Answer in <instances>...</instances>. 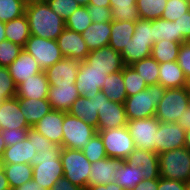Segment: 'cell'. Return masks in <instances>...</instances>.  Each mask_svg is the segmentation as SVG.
I'll use <instances>...</instances> for the list:
<instances>
[{"label":"cell","instance_id":"1","mask_svg":"<svg viewBox=\"0 0 190 190\" xmlns=\"http://www.w3.org/2000/svg\"><path fill=\"white\" fill-rule=\"evenodd\" d=\"M25 15L29 22L30 35L57 40L65 29V20L48 3L28 2Z\"/></svg>","mask_w":190,"mask_h":190},{"label":"cell","instance_id":"2","mask_svg":"<svg viewBox=\"0 0 190 190\" xmlns=\"http://www.w3.org/2000/svg\"><path fill=\"white\" fill-rule=\"evenodd\" d=\"M153 44L152 20H137L132 39L120 52L124 65H132L136 61L150 57Z\"/></svg>","mask_w":190,"mask_h":190},{"label":"cell","instance_id":"3","mask_svg":"<svg viewBox=\"0 0 190 190\" xmlns=\"http://www.w3.org/2000/svg\"><path fill=\"white\" fill-rule=\"evenodd\" d=\"M165 88L159 83L147 86L143 91L125 99L127 120L144 119L155 116L156 107L164 96Z\"/></svg>","mask_w":190,"mask_h":190},{"label":"cell","instance_id":"4","mask_svg":"<svg viewBox=\"0 0 190 190\" xmlns=\"http://www.w3.org/2000/svg\"><path fill=\"white\" fill-rule=\"evenodd\" d=\"M61 150H50L37 152L32 160V179L41 184L46 190L51 187L64 175L63 166L60 159Z\"/></svg>","mask_w":190,"mask_h":190},{"label":"cell","instance_id":"5","mask_svg":"<svg viewBox=\"0 0 190 190\" xmlns=\"http://www.w3.org/2000/svg\"><path fill=\"white\" fill-rule=\"evenodd\" d=\"M160 177L181 182H190V151L173 149L158 154Z\"/></svg>","mask_w":190,"mask_h":190},{"label":"cell","instance_id":"6","mask_svg":"<svg viewBox=\"0 0 190 190\" xmlns=\"http://www.w3.org/2000/svg\"><path fill=\"white\" fill-rule=\"evenodd\" d=\"M64 177L83 189L88 186L91 163L82 150L62 148L60 155Z\"/></svg>","mask_w":190,"mask_h":190},{"label":"cell","instance_id":"7","mask_svg":"<svg viewBox=\"0 0 190 190\" xmlns=\"http://www.w3.org/2000/svg\"><path fill=\"white\" fill-rule=\"evenodd\" d=\"M62 148L82 150L97 130L82 119L64 112Z\"/></svg>","mask_w":190,"mask_h":190},{"label":"cell","instance_id":"8","mask_svg":"<svg viewBox=\"0 0 190 190\" xmlns=\"http://www.w3.org/2000/svg\"><path fill=\"white\" fill-rule=\"evenodd\" d=\"M188 107L185 87L165 89L164 96L156 107L155 117L160 122L176 123Z\"/></svg>","mask_w":190,"mask_h":190},{"label":"cell","instance_id":"9","mask_svg":"<svg viewBox=\"0 0 190 190\" xmlns=\"http://www.w3.org/2000/svg\"><path fill=\"white\" fill-rule=\"evenodd\" d=\"M97 132L103 140L107 157L120 158L124 161L136 148L127 126Z\"/></svg>","mask_w":190,"mask_h":190},{"label":"cell","instance_id":"10","mask_svg":"<svg viewBox=\"0 0 190 190\" xmlns=\"http://www.w3.org/2000/svg\"><path fill=\"white\" fill-rule=\"evenodd\" d=\"M23 49L34 57L42 71L47 70L64 58L56 40L38 36L30 35Z\"/></svg>","mask_w":190,"mask_h":190},{"label":"cell","instance_id":"11","mask_svg":"<svg viewBox=\"0 0 190 190\" xmlns=\"http://www.w3.org/2000/svg\"><path fill=\"white\" fill-rule=\"evenodd\" d=\"M160 121L155 117L127 121V128L137 148L157 153V131Z\"/></svg>","mask_w":190,"mask_h":190},{"label":"cell","instance_id":"12","mask_svg":"<svg viewBox=\"0 0 190 190\" xmlns=\"http://www.w3.org/2000/svg\"><path fill=\"white\" fill-rule=\"evenodd\" d=\"M106 76L107 72L92 69L91 65H88L84 60L81 61L75 81L79 95L88 99L95 96L101 91Z\"/></svg>","mask_w":190,"mask_h":190},{"label":"cell","instance_id":"13","mask_svg":"<svg viewBox=\"0 0 190 190\" xmlns=\"http://www.w3.org/2000/svg\"><path fill=\"white\" fill-rule=\"evenodd\" d=\"M84 61L91 65L92 69L105 71L107 75L121 71L125 66L121 53L109 45L90 51Z\"/></svg>","mask_w":190,"mask_h":190},{"label":"cell","instance_id":"14","mask_svg":"<svg viewBox=\"0 0 190 190\" xmlns=\"http://www.w3.org/2000/svg\"><path fill=\"white\" fill-rule=\"evenodd\" d=\"M103 98L107 97L102 91L89 99L85 96H79L72 104L68 113L82 119L97 130L98 111H101L103 106Z\"/></svg>","mask_w":190,"mask_h":190},{"label":"cell","instance_id":"15","mask_svg":"<svg viewBox=\"0 0 190 190\" xmlns=\"http://www.w3.org/2000/svg\"><path fill=\"white\" fill-rule=\"evenodd\" d=\"M80 64L77 58L64 57L45 70L50 86L75 84Z\"/></svg>","mask_w":190,"mask_h":190},{"label":"cell","instance_id":"16","mask_svg":"<svg viewBox=\"0 0 190 190\" xmlns=\"http://www.w3.org/2000/svg\"><path fill=\"white\" fill-rule=\"evenodd\" d=\"M130 166L139 167L144 180L160 177L158 154L141 148H135L124 160Z\"/></svg>","mask_w":190,"mask_h":190},{"label":"cell","instance_id":"17","mask_svg":"<svg viewBox=\"0 0 190 190\" xmlns=\"http://www.w3.org/2000/svg\"><path fill=\"white\" fill-rule=\"evenodd\" d=\"M185 129L178 123L160 122L157 131V154L184 147Z\"/></svg>","mask_w":190,"mask_h":190},{"label":"cell","instance_id":"18","mask_svg":"<svg viewBox=\"0 0 190 190\" xmlns=\"http://www.w3.org/2000/svg\"><path fill=\"white\" fill-rule=\"evenodd\" d=\"M127 121L124 103L103 98V106L98 111L97 131L126 126Z\"/></svg>","mask_w":190,"mask_h":190},{"label":"cell","instance_id":"19","mask_svg":"<svg viewBox=\"0 0 190 190\" xmlns=\"http://www.w3.org/2000/svg\"><path fill=\"white\" fill-rule=\"evenodd\" d=\"M30 127L22 114V107L17 97L0 102V130L29 129Z\"/></svg>","mask_w":190,"mask_h":190},{"label":"cell","instance_id":"20","mask_svg":"<svg viewBox=\"0 0 190 190\" xmlns=\"http://www.w3.org/2000/svg\"><path fill=\"white\" fill-rule=\"evenodd\" d=\"M56 41L62 55L66 58H77L80 61H83L90 53L82 34L66 27Z\"/></svg>","mask_w":190,"mask_h":190},{"label":"cell","instance_id":"21","mask_svg":"<svg viewBox=\"0 0 190 190\" xmlns=\"http://www.w3.org/2000/svg\"><path fill=\"white\" fill-rule=\"evenodd\" d=\"M64 112L51 110L44 115L33 128L50 140L52 143L62 147Z\"/></svg>","mask_w":190,"mask_h":190},{"label":"cell","instance_id":"22","mask_svg":"<svg viewBox=\"0 0 190 190\" xmlns=\"http://www.w3.org/2000/svg\"><path fill=\"white\" fill-rule=\"evenodd\" d=\"M123 162L120 158L106 157L91 164L88 186L115 182V174Z\"/></svg>","mask_w":190,"mask_h":190},{"label":"cell","instance_id":"23","mask_svg":"<svg viewBox=\"0 0 190 190\" xmlns=\"http://www.w3.org/2000/svg\"><path fill=\"white\" fill-rule=\"evenodd\" d=\"M16 86L23 81L43 72L38 62L26 50H22L20 55L7 67Z\"/></svg>","mask_w":190,"mask_h":190},{"label":"cell","instance_id":"24","mask_svg":"<svg viewBox=\"0 0 190 190\" xmlns=\"http://www.w3.org/2000/svg\"><path fill=\"white\" fill-rule=\"evenodd\" d=\"M50 84L45 71L30 76L17 86V98L47 99Z\"/></svg>","mask_w":190,"mask_h":190},{"label":"cell","instance_id":"25","mask_svg":"<svg viewBox=\"0 0 190 190\" xmlns=\"http://www.w3.org/2000/svg\"><path fill=\"white\" fill-rule=\"evenodd\" d=\"M75 84L50 86L47 100L52 110L68 112L74 101L79 97Z\"/></svg>","mask_w":190,"mask_h":190},{"label":"cell","instance_id":"26","mask_svg":"<svg viewBox=\"0 0 190 190\" xmlns=\"http://www.w3.org/2000/svg\"><path fill=\"white\" fill-rule=\"evenodd\" d=\"M110 33L111 21H107L103 23L92 22L81 34L89 51H93L109 44Z\"/></svg>","mask_w":190,"mask_h":190},{"label":"cell","instance_id":"27","mask_svg":"<svg viewBox=\"0 0 190 190\" xmlns=\"http://www.w3.org/2000/svg\"><path fill=\"white\" fill-rule=\"evenodd\" d=\"M158 83L165 89L182 88L187 85L188 80L177 61H172L159 64Z\"/></svg>","mask_w":190,"mask_h":190},{"label":"cell","instance_id":"28","mask_svg":"<svg viewBox=\"0 0 190 190\" xmlns=\"http://www.w3.org/2000/svg\"><path fill=\"white\" fill-rule=\"evenodd\" d=\"M37 153L34 149L33 141L26 137L23 141L15 145L7 146L2 161L4 164L28 163L31 164L33 156Z\"/></svg>","mask_w":190,"mask_h":190},{"label":"cell","instance_id":"29","mask_svg":"<svg viewBox=\"0 0 190 190\" xmlns=\"http://www.w3.org/2000/svg\"><path fill=\"white\" fill-rule=\"evenodd\" d=\"M135 29V22L111 21V33L109 46L115 51L121 52L132 39Z\"/></svg>","mask_w":190,"mask_h":190},{"label":"cell","instance_id":"30","mask_svg":"<svg viewBox=\"0 0 190 190\" xmlns=\"http://www.w3.org/2000/svg\"><path fill=\"white\" fill-rule=\"evenodd\" d=\"M18 99L22 107V114L31 127L52 110L51 104L47 99Z\"/></svg>","mask_w":190,"mask_h":190},{"label":"cell","instance_id":"31","mask_svg":"<svg viewBox=\"0 0 190 190\" xmlns=\"http://www.w3.org/2000/svg\"><path fill=\"white\" fill-rule=\"evenodd\" d=\"M101 91L110 101L124 103L127 94L123 80V69L107 75Z\"/></svg>","mask_w":190,"mask_h":190},{"label":"cell","instance_id":"32","mask_svg":"<svg viewBox=\"0 0 190 190\" xmlns=\"http://www.w3.org/2000/svg\"><path fill=\"white\" fill-rule=\"evenodd\" d=\"M5 35L6 40H9L24 48L26 41L30 38V29L27 16L24 14L19 18L6 22Z\"/></svg>","mask_w":190,"mask_h":190},{"label":"cell","instance_id":"33","mask_svg":"<svg viewBox=\"0 0 190 190\" xmlns=\"http://www.w3.org/2000/svg\"><path fill=\"white\" fill-rule=\"evenodd\" d=\"M153 39L157 41L169 40L173 42L185 43V38L178 32L176 22L163 18L152 20Z\"/></svg>","mask_w":190,"mask_h":190},{"label":"cell","instance_id":"34","mask_svg":"<svg viewBox=\"0 0 190 190\" xmlns=\"http://www.w3.org/2000/svg\"><path fill=\"white\" fill-rule=\"evenodd\" d=\"M112 20L136 22L141 19L136 0H110Z\"/></svg>","mask_w":190,"mask_h":190},{"label":"cell","instance_id":"35","mask_svg":"<svg viewBox=\"0 0 190 190\" xmlns=\"http://www.w3.org/2000/svg\"><path fill=\"white\" fill-rule=\"evenodd\" d=\"M4 171L11 190L32 180L33 167L28 163L4 164Z\"/></svg>","mask_w":190,"mask_h":190},{"label":"cell","instance_id":"36","mask_svg":"<svg viewBox=\"0 0 190 190\" xmlns=\"http://www.w3.org/2000/svg\"><path fill=\"white\" fill-rule=\"evenodd\" d=\"M115 182L123 189L132 190L143 180L141 169L123 161L115 174Z\"/></svg>","mask_w":190,"mask_h":190},{"label":"cell","instance_id":"37","mask_svg":"<svg viewBox=\"0 0 190 190\" xmlns=\"http://www.w3.org/2000/svg\"><path fill=\"white\" fill-rule=\"evenodd\" d=\"M181 43L169 40L157 41L153 44L151 56L159 63L177 61Z\"/></svg>","mask_w":190,"mask_h":190},{"label":"cell","instance_id":"38","mask_svg":"<svg viewBox=\"0 0 190 190\" xmlns=\"http://www.w3.org/2000/svg\"><path fill=\"white\" fill-rule=\"evenodd\" d=\"M131 66L141 75L147 86L158 83L159 63L152 56L136 61Z\"/></svg>","mask_w":190,"mask_h":190},{"label":"cell","instance_id":"39","mask_svg":"<svg viewBox=\"0 0 190 190\" xmlns=\"http://www.w3.org/2000/svg\"><path fill=\"white\" fill-rule=\"evenodd\" d=\"M167 0H136L141 19L156 20L162 17Z\"/></svg>","mask_w":190,"mask_h":190},{"label":"cell","instance_id":"40","mask_svg":"<svg viewBox=\"0 0 190 190\" xmlns=\"http://www.w3.org/2000/svg\"><path fill=\"white\" fill-rule=\"evenodd\" d=\"M123 80L127 97L135 95L147 88V84L145 83L144 79L131 65L124 66Z\"/></svg>","mask_w":190,"mask_h":190},{"label":"cell","instance_id":"41","mask_svg":"<svg viewBox=\"0 0 190 190\" xmlns=\"http://www.w3.org/2000/svg\"><path fill=\"white\" fill-rule=\"evenodd\" d=\"M26 5L24 0H0V21L6 23L23 16Z\"/></svg>","mask_w":190,"mask_h":190},{"label":"cell","instance_id":"42","mask_svg":"<svg viewBox=\"0 0 190 190\" xmlns=\"http://www.w3.org/2000/svg\"><path fill=\"white\" fill-rule=\"evenodd\" d=\"M91 23L87 6H80L65 19V27L78 33L84 32Z\"/></svg>","mask_w":190,"mask_h":190},{"label":"cell","instance_id":"43","mask_svg":"<svg viewBox=\"0 0 190 190\" xmlns=\"http://www.w3.org/2000/svg\"><path fill=\"white\" fill-rule=\"evenodd\" d=\"M82 151L91 164L107 157L103 140L98 132L93 135Z\"/></svg>","mask_w":190,"mask_h":190},{"label":"cell","instance_id":"44","mask_svg":"<svg viewBox=\"0 0 190 190\" xmlns=\"http://www.w3.org/2000/svg\"><path fill=\"white\" fill-rule=\"evenodd\" d=\"M17 86L7 67L0 66V102L16 97Z\"/></svg>","mask_w":190,"mask_h":190},{"label":"cell","instance_id":"45","mask_svg":"<svg viewBox=\"0 0 190 190\" xmlns=\"http://www.w3.org/2000/svg\"><path fill=\"white\" fill-rule=\"evenodd\" d=\"M189 10L187 0H167L165 10L163 11L161 18L173 22Z\"/></svg>","mask_w":190,"mask_h":190},{"label":"cell","instance_id":"46","mask_svg":"<svg viewBox=\"0 0 190 190\" xmlns=\"http://www.w3.org/2000/svg\"><path fill=\"white\" fill-rule=\"evenodd\" d=\"M23 47L9 40L0 42V66L8 67L21 53Z\"/></svg>","mask_w":190,"mask_h":190},{"label":"cell","instance_id":"47","mask_svg":"<svg viewBox=\"0 0 190 190\" xmlns=\"http://www.w3.org/2000/svg\"><path fill=\"white\" fill-rule=\"evenodd\" d=\"M27 138L29 139V141H33L34 149L37 152H45L47 150L50 151V150L62 149V147L56 145L55 143H52L50 140H48L46 137L40 134L33 127H30L28 129Z\"/></svg>","mask_w":190,"mask_h":190},{"label":"cell","instance_id":"48","mask_svg":"<svg viewBox=\"0 0 190 190\" xmlns=\"http://www.w3.org/2000/svg\"><path fill=\"white\" fill-rule=\"evenodd\" d=\"M48 5L64 20L80 7L76 0H50Z\"/></svg>","mask_w":190,"mask_h":190},{"label":"cell","instance_id":"49","mask_svg":"<svg viewBox=\"0 0 190 190\" xmlns=\"http://www.w3.org/2000/svg\"><path fill=\"white\" fill-rule=\"evenodd\" d=\"M87 8L92 22L103 23L112 21L111 8L96 6L94 4H88Z\"/></svg>","mask_w":190,"mask_h":190},{"label":"cell","instance_id":"50","mask_svg":"<svg viewBox=\"0 0 190 190\" xmlns=\"http://www.w3.org/2000/svg\"><path fill=\"white\" fill-rule=\"evenodd\" d=\"M0 132L7 147L23 141L27 137L28 129H4L0 130Z\"/></svg>","mask_w":190,"mask_h":190},{"label":"cell","instance_id":"51","mask_svg":"<svg viewBox=\"0 0 190 190\" xmlns=\"http://www.w3.org/2000/svg\"><path fill=\"white\" fill-rule=\"evenodd\" d=\"M177 63L183 70L188 81H190V45L182 43L179 49Z\"/></svg>","mask_w":190,"mask_h":190},{"label":"cell","instance_id":"52","mask_svg":"<svg viewBox=\"0 0 190 190\" xmlns=\"http://www.w3.org/2000/svg\"><path fill=\"white\" fill-rule=\"evenodd\" d=\"M186 184V182L159 177L157 190H186Z\"/></svg>","mask_w":190,"mask_h":190},{"label":"cell","instance_id":"53","mask_svg":"<svg viewBox=\"0 0 190 190\" xmlns=\"http://www.w3.org/2000/svg\"><path fill=\"white\" fill-rule=\"evenodd\" d=\"M174 22L177 24L178 32L186 39L190 35V10Z\"/></svg>","mask_w":190,"mask_h":190},{"label":"cell","instance_id":"54","mask_svg":"<svg viewBox=\"0 0 190 190\" xmlns=\"http://www.w3.org/2000/svg\"><path fill=\"white\" fill-rule=\"evenodd\" d=\"M50 190H85L78 185L72 184L66 177H61Z\"/></svg>","mask_w":190,"mask_h":190},{"label":"cell","instance_id":"55","mask_svg":"<svg viewBox=\"0 0 190 190\" xmlns=\"http://www.w3.org/2000/svg\"><path fill=\"white\" fill-rule=\"evenodd\" d=\"M158 179L142 180L132 190H157Z\"/></svg>","mask_w":190,"mask_h":190},{"label":"cell","instance_id":"56","mask_svg":"<svg viewBox=\"0 0 190 190\" xmlns=\"http://www.w3.org/2000/svg\"><path fill=\"white\" fill-rule=\"evenodd\" d=\"M85 190H123L116 182L108 184H99L95 186H87Z\"/></svg>","mask_w":190,"mask_h":190},{"label":"cell","instance_id":"57","mask_svg":"<svg viewBox=\"0 0 190 190\" xmlns=\"http://www.w3.org/2000/svg\"><path fill=\"white\" fill-rule=\"evenodd\" d=\"M13 190H46L41 184L36 183L35 180H29L25 184L16 187Z\"/></svg>","mask_w":190,"mask_h":190},{"label":"cell","instance_id":"58","mask_svg":"<svg viewBox=\"0 0 190 190\" xmlns=\"http://www.w3.org/2000/svg\"><path fill=\"white\" fill-rule=\"evenodd\" d=\"M176 123L181 125L185 130L190 128V107L183 112L181 118Z\"/></svg>","mask_w":190,"mask_h":190},{"label":"cell","instance_id":"59","mask_svg":"<svg viewBox=\"0 0 190 190\" xmlns=\"http://www.w3.org/2000/svg\"><path fill=\"white\" fill-rule=\"evenodd\" d=\"M0 190H11L4 170L0 172Z\"/></svg>","mask_w":190,"mask_h":190},{"label":"cell","instance_id":"60","mask_svg":"<svg viewBox=\"0 0 190 190\" xmlns=\"http://www.w3.org/2000/svg\"><path fill=\"white\" fill-rule=\"evenodd\" d=\"M89 4L110 8V0H90Z\"/></svg>","mask_w":190,"mask_h":190},{"label":"cell","instance_id":"61","mask_svg":"<svg viewBox=\"0 0 190 190\" xmlns=\"http://www.w3.org/2000/svg\"><path fill=\"white\" fill-rule=\"evenodd\" d=\"M184 147L190 151V128L185 130V144Z\"/></svg>","mask_w":190,"mask_h":190},{"label":"cell","instance_id":"62","mask_svg":"<svg viewBox=\"0 0 190 190\" xmlns=\"http://www.w3.org/2000/svg\"><path fill=\"white\" fill-rule=\"evenodd\" d=\"M6 40L5 23L0 21V42Z\"/></svg>","mask_w":190,"mask_h":190},{"label":"cell","instance_id":"63","mask_svg":"<svg viewBox=\"0 0 190 190\" xmlns=\"http://www.w3.org/2000/svg\"><path fill=\"white\" fill-rule=\"evenodd\" d=\"M5 149H6V145H5V142H4V138H3V136L1 135V132H0V158L3 157Z\"/></svg>","mask_w":190,"mask_h":190},{"label":"cell","instance_id":"64","mask_svg":"<svg viewBox=\"0 0 190 190\" xmlns=\"http://www.w3.org/2000/svg\"><path fill=\"white\" fill-rule=\"evenodd\" d=\"M187 95H188V105L190 107V81H188L187 85L185 86Z\"/></svg>","mask_w":190,"mask_h":190},{"label":"cell","instance_id":"65","mask_svg":"<svg viewBox=\"0 0 190 190\" xmlns=\"http://www.w3.org/2000/svg\"><path fill=\"white\" fill-rule=\"evenodd\" d=\"M76 2L80 5V6H87L90 2V0H76Z\"/></svg>","mask_w":190,"mask_h":190},{"label":"cell","instance_id":"66","mask_svg":"<svg viewBox=\"0 0 190 190\" xmlns=\"http://www.w3.org/2000/svg\"><path fill=\"white\" fill-rule=\"evenodd\" d=\"M50 0H29V2L48 3Z\"/></svg>","mask_w":190,"mask_h":190},{"label":"cell","instance_id":"67","mask_svg":"<svg viewBox=\"0 0 190 190\" xmlns=\"http://www.w3.org/2000/svg\"><path fill=\"white\" fill-rule=\"evenodd\" d=\"M4 170V162L2 161V158H0V172Z\"/></svg>","mask_w":190,"mask_h":190},{"label":"cell","instance_id":"68","mask_svg":"<svg viewBox=\"0 0 190 190\" xmlns=\"http://www.w3.org/2000/svg\"><path fill=\"white\" fill-rule=\"evenodd\" d=\"M185 43H186L187 45H190V35L186 38Z\"/></svg>","mask_w":190,"mask_h":190},{"label":"cell","instance_id":"69","mask_svg":"<svg viewBox=\"0 0 190 190\" xmlns=\"http://www.w3.org/2000/svg\"><path fill=\"white\" fill-rule=\"evenodd\" d=\"M186 190H190V182L186 184Z\"/></svg>","mask_w":190,"mask_h":190}]
</instances>
